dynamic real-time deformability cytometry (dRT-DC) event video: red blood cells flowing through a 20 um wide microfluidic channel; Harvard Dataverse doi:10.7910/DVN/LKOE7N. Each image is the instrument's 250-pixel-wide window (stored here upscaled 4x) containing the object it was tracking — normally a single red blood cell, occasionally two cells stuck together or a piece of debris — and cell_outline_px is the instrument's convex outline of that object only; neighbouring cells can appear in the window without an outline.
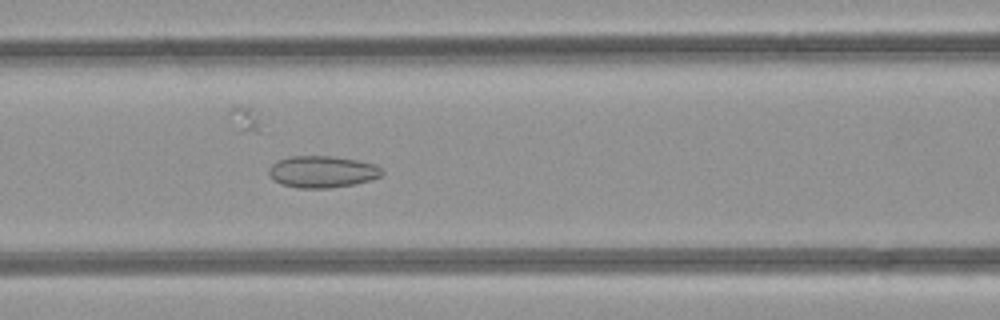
{"species": "common noctule bat (a hibernating species)", "species_latin": "Nyctalus noctula", "temperature_condition": "room temperature", "stored_images_in_passage": 32, "segment_of_instrument_passage": [1, 3], "camera_frame_rate_fps": 3000, "um_per_image_px": 0.085, "animal": {"sex": "female", "body_mass_g": 21.9}, "frame": {"image": 1, "passage_image": 11, "time_ms": 3.333, "image_size_px": [1000, 320], "cell_outline_px": [[384, 172], [380, 176], [356, 184], [332, 188], [300, 188], [280, 184], [272, 180], [268, 176], [268, 168], [276, 160], [288, 156], [332, 156], [356, 160], [376, 164]], "centroid_in_image_um": [27.33, 14.6], "position_along_channel_um": 139.3, "area_um2": 21.21}}
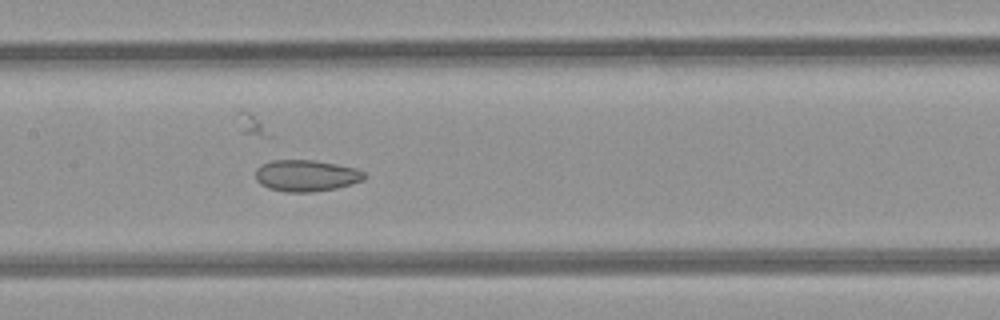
{"frame": {"image": 2, "passage_image": 14, "time_ms": 4.333, "image_size_px": [1000, 320], "cell_outline_px": [[368, 176], [364, 180], [336, 188], [312, 192], [284, 192], [268, 188], [260, 184], [256, 180], [256, 168], [260, 164], [272, 160], [312, 160], [336, 164], [356, 168], [364, 172]], "centroid_in_image_um": [26.02, 14.93], "position_along_channel_um": 181.4, "area_um2": 20.11}}